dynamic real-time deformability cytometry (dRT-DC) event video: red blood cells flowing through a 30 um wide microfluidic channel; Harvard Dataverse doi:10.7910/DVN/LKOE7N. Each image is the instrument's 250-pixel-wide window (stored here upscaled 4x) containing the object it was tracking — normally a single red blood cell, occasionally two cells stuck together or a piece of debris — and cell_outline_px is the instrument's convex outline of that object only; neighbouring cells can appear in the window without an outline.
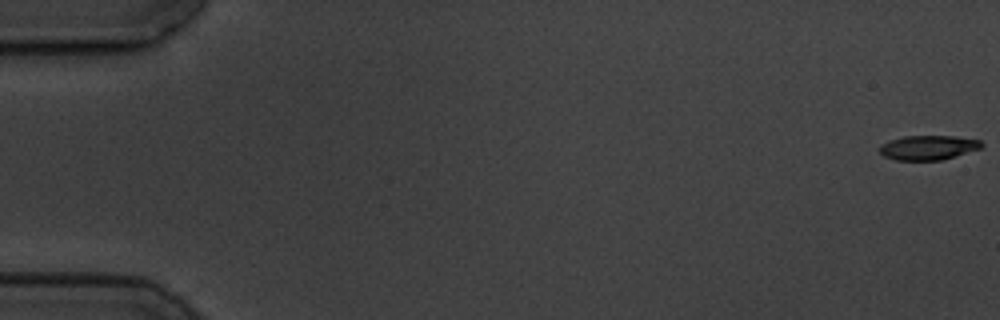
{"species": "common noctule bat (a hibernating species)", "species_latin": "Nyctalus noctula", "temperature_condition": "cold", "stored_images_in_passage": 6, "camera_frame_rate_fps": 3000, "um_per_image_px": 0.085, "animal": {"sex": "male", "body_mass_g": 19.5, "forearm_length_mm": 54.6}, "frame": {"image": 1, "passage_image": 1, "time_ms": 0.0, "image_size_px": [1000, 320], "cell_outline_px": [[984, 144], [980, 148], [956, 156], [940, 160], [896, 160], [884, 156], [880, 152], [880, 144], [888, 140], [904, 136], [952, 136], [980, 140]], "centroid_in_image_um": [78.87, 12.54], "position_along_channel_um": 6.1, "area_um2": 14.51}}
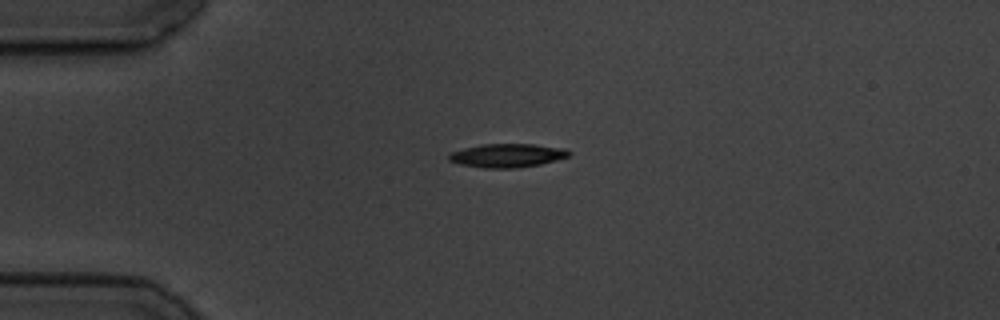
{"frame": {"image": 2, "passage_image": 5, "time_ms": 4.667, "image_size_px": [1000, 320], "cell_outline_px": [[572, 152], [568, 156], [556, 160], [540, 164], [516, 168], [484, 168], [460, 164], [448, 160], [448, 156], [452, 152], [464, 148], [480, 144], [532, 144], [564, 148]], "centroid_in_image_um": [43.11, 13.21], "position_along_channel_um": 41.9, "area_um2": 16.47}}